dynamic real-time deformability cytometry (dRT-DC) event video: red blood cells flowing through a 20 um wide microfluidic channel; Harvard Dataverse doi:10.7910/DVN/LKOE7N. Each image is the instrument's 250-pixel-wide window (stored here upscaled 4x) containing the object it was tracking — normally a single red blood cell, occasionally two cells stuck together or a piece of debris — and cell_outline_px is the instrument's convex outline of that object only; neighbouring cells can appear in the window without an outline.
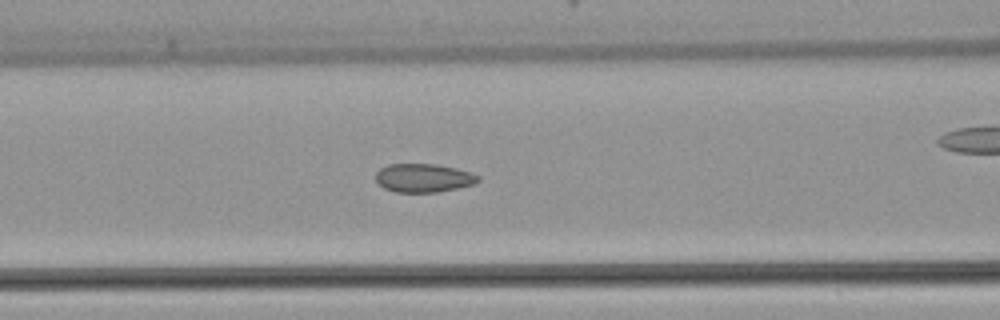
{"species": "common noctule bat (a hibernating species)", "species_latin": "Nyctalus noctula", "temperature_condition": "warm", "stored_images_in_passage": 17, "camera_frame_rate_fps": 3000, "um_per_image_px": 0.085, "animal": {"sex": "female", "body_mass_g": 22.7, "forearm_length_mm": 54.2}, "frame": {"image": 1, "passage_image": 12, "time_ms": 3.667, "image_size_px": [1000, 320], "cell_outline_px": [[480, 180], [476, 184], [460, 188], [436, 192], [396, 192], [384, 188], [376, 180], [376, 172], [380, 168], [388, 164], [436, 164], [456, 168], [480, 176]], "centroid_in_image_um": [36.02, 15.13], "position_along_channel_um": 130.6, "area_um2": 17.11}}
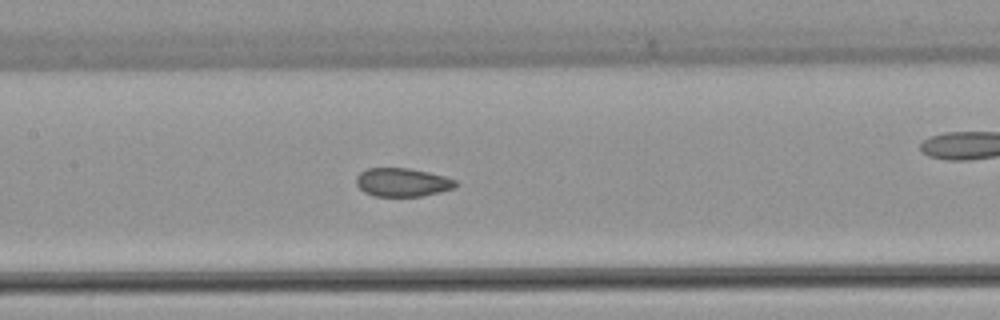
{"frame": {"image": 2, "passage_image": 15, "time_ms": 4.667, "image_size_px": [1000, 320], "cell_outline_px": [[456, 188], [420, 196], [376, 196], [364, 192], [356, 184], [356, 176], [360, 172], [368, 168], [408, 168], [428, 172], [444, 176], [456, 180]], "centroid_in_image_um": [34.19, 15.49], "position_along_channel_um": 173.2, "area_um2": 16.42}}